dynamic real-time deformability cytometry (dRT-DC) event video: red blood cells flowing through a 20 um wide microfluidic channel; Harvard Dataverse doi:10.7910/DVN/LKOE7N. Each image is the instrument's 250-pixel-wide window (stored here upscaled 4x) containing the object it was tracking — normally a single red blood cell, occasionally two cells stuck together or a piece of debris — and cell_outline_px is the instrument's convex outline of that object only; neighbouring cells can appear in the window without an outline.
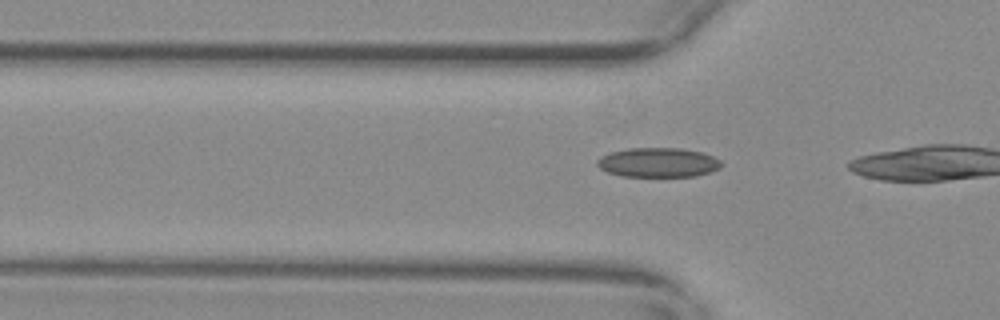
{"species": "common noctule bat (a hibernating species)", "species_latin": "Nyctalus noctula", "temperature_condition": "warm", "stored_images_in_passage": 16, "camera_frame_rate_fps": 3000, "um_per_image_px": 0.085, "animal": {"sex": "female", "body_mass_g": 29.2, "forearm_length_mm": 56.3}, "frame": {"image": 1, "passage_image": 14, "time_ms": 4.333, "image_size_px": [1000, 320], "cell_outline_px": [[724, 164], [720, 168], [696, 176], [620, 176], [608, 172], [600, 168], [596, 164], [596, 160], [600, 156], [608, 152], [628, 148], [680, 148], [704, 152], [720, 160]], "centroid_in_image_um": [55.92, 13.8], "position_along_channel_um": 69.9, "area_um2": 21.5}}